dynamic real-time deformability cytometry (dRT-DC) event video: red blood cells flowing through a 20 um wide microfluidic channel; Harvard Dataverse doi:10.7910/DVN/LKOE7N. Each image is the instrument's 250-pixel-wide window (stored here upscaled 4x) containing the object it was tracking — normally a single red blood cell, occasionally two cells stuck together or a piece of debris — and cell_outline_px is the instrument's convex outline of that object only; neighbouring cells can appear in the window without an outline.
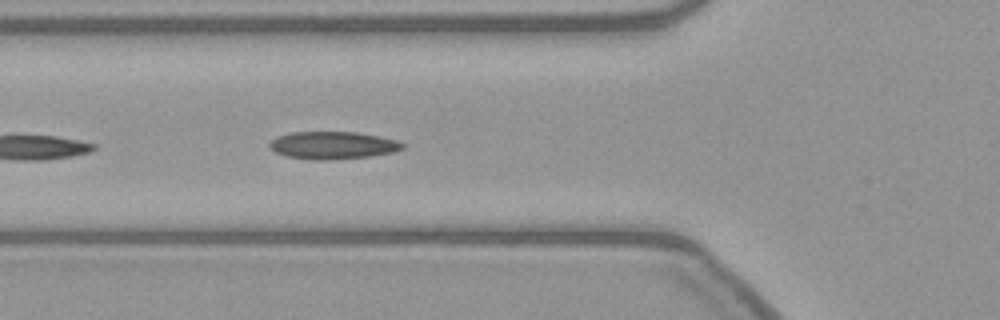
{"species": "common noctule bat (a hibernating species)", "species_latin": "Nyctalus noctula", "temperature_condition": "warm", "stored_images_in_passage": 14, "camera_frame_rate_fps": 3000, "um_per_image_px": 0.085, "animal": {"sex": "female", "body_mass_g": 21.9}, "frame": {"image": 1, "passage_image": 5, "time_ms": 1.333, "image_size_px": [1000, 320], "cell_outline_px": [[404, 148], [392, 152], [368, 156], [328, 160], [312, 160], [284, 156], [276, 152], [268, 144], [276, 136], [292, 132], [356, 132], [396, 140], [404, 144]], "centroid_in_image_um": [28.24, 12.35], "position_along_channel_um": 97.6, "area_um2": 21.15}}